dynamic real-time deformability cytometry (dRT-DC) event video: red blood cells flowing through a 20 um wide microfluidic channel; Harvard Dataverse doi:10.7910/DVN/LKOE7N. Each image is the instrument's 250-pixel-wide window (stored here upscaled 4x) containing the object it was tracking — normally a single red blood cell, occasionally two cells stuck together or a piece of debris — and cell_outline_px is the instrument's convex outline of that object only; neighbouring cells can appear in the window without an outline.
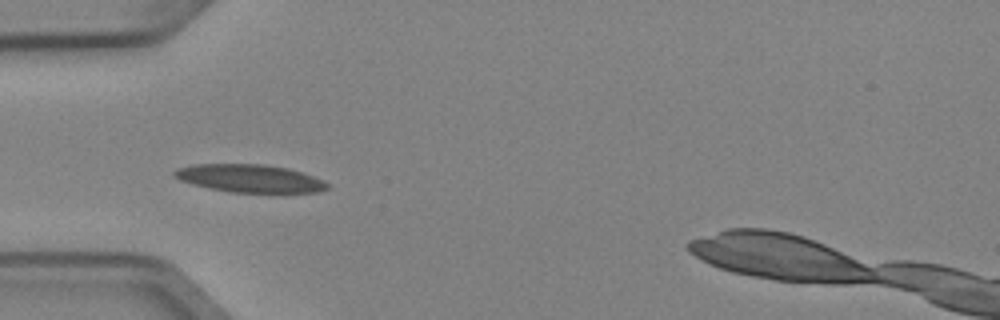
{"species": "Egyptian fruit bat (a non-hibernating species)", "species_latin": "Rousettus aegyptiacus", "temperature_condition": "cold", "stored_images_in_passage": 4, "camera_frame_rate_fps": 3000, "um_per_image_px": 0.085, "animal": {"sex": "female"}, "frame": {"image": 1, "passage_image": 2, "time_ms": 0.333, "image_size_px": [1000, 320], "cell_outline_px": [[328, 188], [320, 192], [284, 196], [232, 192], [192, 184], [180, 180], [172, 176], [172, 172], [176, 168], [196, 164], [264, 164], [288, 168], [324, 180], [328, 184]], "centroid_in_image_um": [21.33, 15.21], "position_along_channel_um": 63.7, "area_um2": 25.95}}
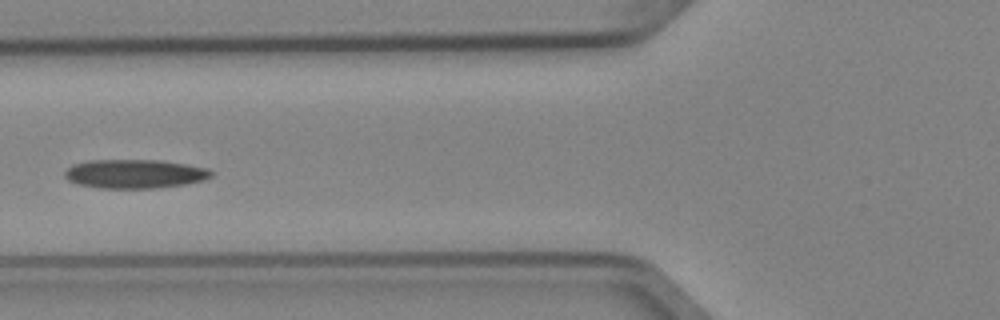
{"frame": {"image": 2, "passage_image": 3, "time_ms": 0.667, "image_size_px": [1000, 320], "cell_outline_px": [[212, 176], [204, 180], [184, 184], [156, 188], [100, 188], [76, 184], [68, 180], [64, 176], [64, 172], [72, 164], [88, 160], [160, 160], [208, 168], [212, 172]], "centroid_in_image_um": [11.42, 14.77], "position_along_channel_um": 114.4, "area_um2": 24.74}}
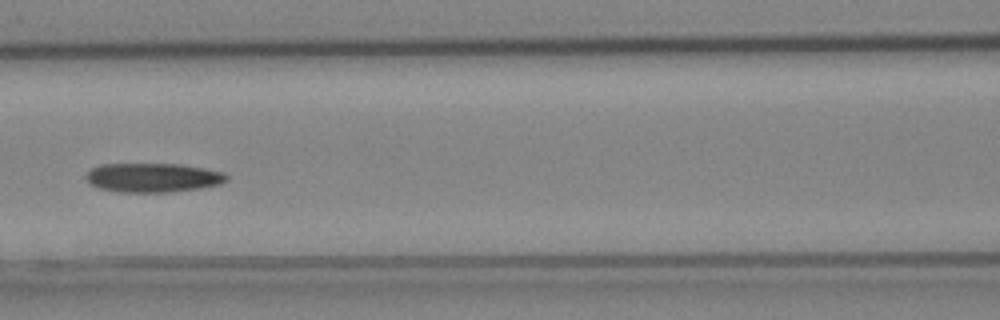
{"frame": {"image": 3, "passage_image": 4, "time_ms": 1.0, "image_size_px": [1000, 320], "cell_outline_px": [[228, 180], [220, 184], [200, 188], [168, 192], [116, 192], [100, 188], [92, 184], [84, 176], [92, 168], [100, 164], [180, 164], [204, 168], [224, 172], [228, 176]], "centroid_in_image_um": [13.01, 15.09], "position_along_channel_um": 153.6, "area_um2": 23.87}}